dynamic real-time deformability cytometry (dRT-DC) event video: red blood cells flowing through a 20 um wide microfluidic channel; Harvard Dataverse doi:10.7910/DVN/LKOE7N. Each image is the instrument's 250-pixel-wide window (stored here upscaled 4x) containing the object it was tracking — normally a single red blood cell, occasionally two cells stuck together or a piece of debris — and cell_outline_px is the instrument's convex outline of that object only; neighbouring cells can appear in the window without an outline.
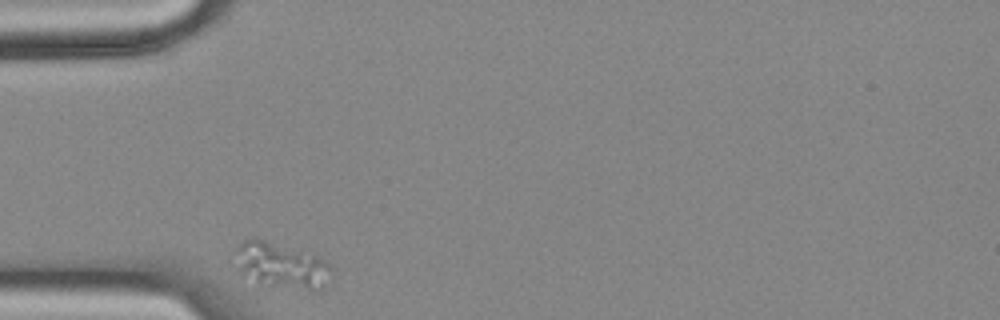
{"species": "common noctule bat (a hibernating species)", "species_latin": "Nyctalus noctula", "temperature_condition": "cold", "stored_images_in_passage": 33, "camera_frame_rate_fps": 3000, "um_per_image_px": 0.085, "animal": {"sex": "female", "body_mass_g": 18.4}, "frame": {"image": 1, "passage_image": 1, "time_ms": 0.0, "image_size_px": [1000, 320], "cell_outline_px": [[328, 268], [324, 292], [316, 292], [272, 284], [256, 280], [240, 272], [240, 244], [244, 240], [252, 236], [316, 256], [324, 260], [328, 264]], "centroid_in_image_um": [23.99, 22.57], "position_along_channel_um": 61.0, "area_um2": 24.04}}
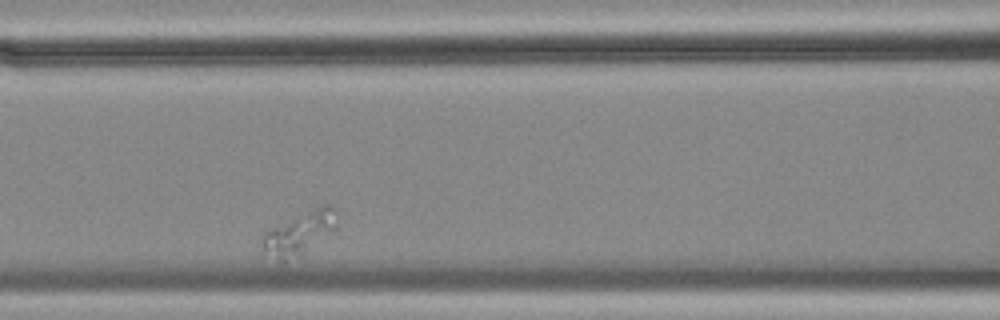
{"frame": {"image": 2, "passage_image": 10, "time_ms": 3.0, "image_size_px": [1000, 320], "cell_outline_px": [[336, 228], [332, 232], [304, 248], [264, 248], [260, 240], [264, 232], [268, 228], [324, 204], [328, 204], [332, 208], [336, 224]], "centroid_in_image_um": [25.58, 19.5], "position_along_channel_um": 141.0, "area_um2": 14.97}}
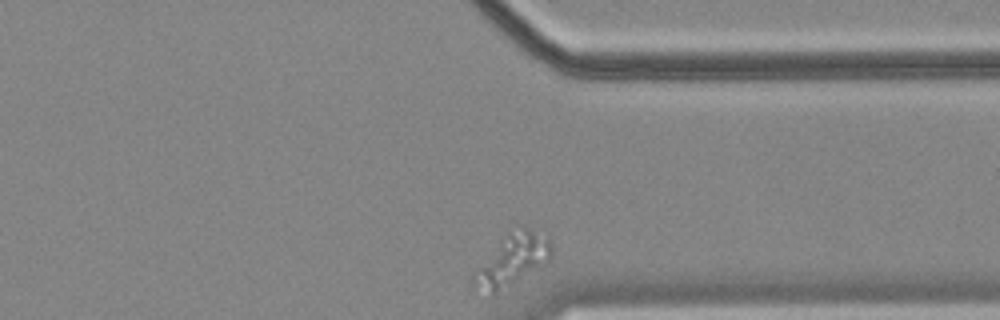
{"frame": {"image": 3, "passage_image": 33, "time_ms": 10.667, "image_size_px": [1000, 320], "cell_outline_px": [[552, 256], [544, 264], [496, 292], [492, 292], [472, 284], [472, 276], [500, 240], [508, 232], [524, 228], [528, 228], [548, 232], [552, 244]], "centroid_in_image_um": [43.65, 21.99], "position_along_channel_um": 367.8, "area_um2": 22.37}}